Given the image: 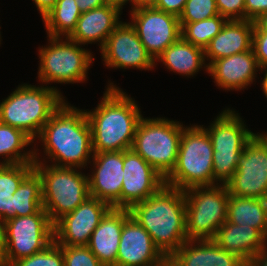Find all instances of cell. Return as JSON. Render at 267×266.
I'll return each mask as SVG.
<instances>
[{
    "label": "cell",
    "mask_w": 267,
    "mask_h": 266,
    "mask_svg": "<svg viewBox=\"0 0 267 266\" xmlns=\"http://www.w3.org/2000/svg\"><path fill=\"white\" fill-rule=\"evenodd\" d=\"M7 265L6 257V229L5 223L0 221V266Z\"/></svg>",
    "instance_id": "f35d334b"
},
{
    "label": "cell",
    "mask_w": 267,
    "mask_h": 266,
    "mask_svg": "<svg viewBox=\"0 0 267 266\" xmlns=\"http://www.w3.org/2000/svg\"><path fill=\"white\" fill-rule=\"evenodd\" d=\"M129 209L111 207L91 234L87 247L104 266H116L122 227Z\"/></svg>",
    "instance_id": "ffe728a7"
},
{
    "label": "cell",
    "mask_w": 267,
    "mask_h": 266,
    "mask_svg": "<svg viewBox=\"0 0 267 266\" xmlns=\"http://www.w3.org/2000/svg\"><path fill=\"white\" fill-rule=\"evenodd\" d=\"M9 266H64L63 250L53 241L44 250L14 261Z\"/></svg>",
    "instance_id": "1f68e13d"
},
{
    "label": "cell",
    "mask_w": 267,
    "mask_h": 266,
    "mask_svg": "<svg viewBox=\"0 0 267 266\" xmlns=\"http://www.w3.org/2000/svg\"><path fill=\"white\" fill-rule=\"evenodd\" d=\"M64 266H104L87 246H60Z\"/></svg>",
    "instance_id": "836d02e7"
},
{
    "label": "cell",
    "mask_w": 267,
    "mask_h": 266,
    "mask_svg": "<svg viewBox=\"0 0 267 266\" xmlns=\"http://www.w3.org/2000/svg\"><path fill=\"white\" fill-rule=\"evenodd\" d=\"M81 11L75 0H57L42 18L48 36L68 37L76 27Z\"/></svg>",
    "instance_id": "f546056e"
},
{
    "label": "cell",
    "mask_w": 267,
    "mask_h": 266,
    "mask_svg": "<svg viewBox=\"0 0 267 266\" xmlns=\"http://www.w3.org/2000/svg\"><path fill=\"white\" fill-rule=\"evenodd\" d=\"M165 184L180 190L214 185L213 147L203 125L183 127L176 166Z\"/></svg>",
    "instance_id": "8992f818"
},
{
    "label": "cell",
    "mask_w": 267,
    "mask_h": 266,
    "mask_svg": "<svg viewBox=\"0 0 267 266\" xmlns=\"http://www.w3.org/2000/svg\"><path fill=\"white\" fill-rule=\"evenodd\" d=\"M121 11L111 5H102L80 15L76 27L68 36L78 44L99 42L100 50L113 30L122 22Z\"/></svg>",
    "instance_id": "7402d4cb"
},
{
    "label": "cell",
    "mask_w": 267,
    "mask_h": 266,
    "mask_svg": "<svg viewBox=\"0 0 267 266\" xmlns=\"http://www.w3.org/2000/svg\"><path fill=\"white\" fill-rule=\"evenodd\" d=\"M37 150L34 149V169L42 179L43 209L54 224L90 196L88 175L77 168L43 163L39 160Z\"/></svg>",
    "instance_id": "5b68a950"
},
{
    "label": "cell",
    "mask_w": 267,
    "mask_h": 266,
    "mask_svg": "<svg viewBox=\"0 0 267 266\" xmlns=\"http://www.w3.org/2000/svg\"><path fill=\"white\" fill-rule=\"evenodd\" d=\"M238 114L227 108L205 128L213 147L214 185L226 184L232 178L244 147L253 137Z\"/></svg>",
    "instance_id": "ba28073f"
},
{
    "label": "cell",
    "mask_w": 267,
    "mask_h": 266,
    "mask_svg": "<svg viewBox=\"0 0 267 266\" xmlns=\"http://www.w3.org/2000/svg\"><path fill=\"white\" fill-rule=\"evenodd\" d=\"M129 212L166 258L187 241L184 190L164 184L146 200L132 205Z\"/></svg>",
    "instance_id": "7a4b0ae2"
},
{
    "label": "cell",
    "mask_w": 267,
    "mask_h": 266,
    "mask_svg": "<svg viewBox=\"0 0 267 266\" xmlns=\"http://www.w3.org/2000/svg\"><path fill=\"white\" fill-rule=\"evenodd\" d=\"M183 123L164 118H142L132 149L166 178L176 166Z\"/></svg>",
    "instance_id": "52a82bcc"
},
{
    "label": "cell",
    "mask_w": 267,
    "mask_h": 266,
    "mask_svg": "<svg viewBox=\"0 0 267 266\" xmlns=\"http://www.w3.org/2000/svg\"><path fill=\"white\" fill-rule=\"evenodd\" d=\"M101 55L108 68H136L148 70L155 67V60L141 43L130 22H121L109 35Z\"/></svg>",
    "instance_id": "9a60e30c"
},
{
    "label": "cell",
    "mask_w": 267,
    "mask_h": 266,
    "mask_svg": "<svg viewBox=\"0 0 267 266\" xmlns=\"http://www.w3.org/2000/svg\"><path fill=\"white\" fill-rule=\"evenodd\" d=\"M64 100L65 97L54 86L24 83L0 102V123L22 130L35 142Z\"/></svg>",
    "instance_id": "277c9868"
},
{
    "label": "cell",
    "mask_w": 267,
    "mask_h": 266,
    "mask_svg": "<svg viewBox=\"0 0 267 266\" xmlns=\"http://www.w3.org/2000/svg\"><path fill=\"white\" fill-rule=\"evenodd\" d=\"M104 5H111L117 7L120 11L122 10L123 6L126 5L129 0H102Z\"/></svg>",
    "instance_id": "f6af8a7d"
},
{
    "label": "cell",
    "mask_w": 267,
    "mask_h": 266,
    "mask_svg": "<svg viewBox=\"0 0 267 266\" xmlns=\"http://www.w3.org/2000/svg\"><path fill=\"white\" fill-rule=\"evenodd\" d=\"M85 111L64 100L44 125L37 138L52 165L85 169L90 163L91 127Z\"/></svg>",
    "instance_id": "6da1fadb"
},
{
    "label": "cell",
    "mask_w": 267,
    "mask_h": 266,
    "mask_svg": "<svg viewBox=\"0 0 267 266\" xmlns=\"http://www.w3.org/2000/svg\"><path fill=\"white\" fill-rule=\"evenodd\" d=\"M186 1L187 0H158L154 8L179 17L183 12Z\"/></svg>",
    "instance_id": "74e56055"
},
{
    "label": "cell",
    "mask_w": 267,
    "mask_h": 266,
    "mask_svg": "<svg viewBox=\"0 0 267 266\" xmlns=\"http://www.w3.org/2000/svg\"><path fill=\"white\" fill-rule=\"evenodd\" d=\"M121 208L146 200L164 184L165 178L132 148L123 151Z\"/></svg>",
    "instance_id": "2e32d148"
},
{
    "label": "cell",
    "mask_w": 267,
    "mask_h": 266,
    "mask_svg": "<svg viewBox=\"0 0 267 266\" xmlns=\"http://www.w3.org/2000/svg\"><path fill=\"white\" fill-rule=\"evenodd\" d=\"M227 19L215 15L197 22H180L181 37L191 44L205 49L210 41L221 31Z\"/></svg>",
    "instance_id": "4dcf8cb0"
},
{
    "label": "cell",
    "mask_w": 267,
    "mask_h": 266,
    "mask_svg": "<svg viewBox=\"0 0 267 266\" xmlns=\"http://www.w3.org/2000/svg\"><path fill=\"white\" fill-rule=\"evenodd\" d=\"M110 208L107 202L89 196L53 224L54 241L59 246H87L91 234Z\"/></svg>",
    "instance_id": "5bb4252c"
},
{
    "label": "cell",
    "mask_w": 267,
    "mask_h": 266,
    "mask_svg": "<svg viewBox=\"0 0 267 266\" xmlns=\"http://www.w3.org/2000/svg\"><path fill=\"white\" fill-rule=\"evenodd\" d=\"M156 61L162 62L170 71L187 77L194 76L202 67L208 71L204 49L185 41L182 37L168 46L155 59Z\"/></svg>",
    "instance_id": "d4e9b609"
},
{
    "label": "cell",
    "mask_w": 267,
    "mask_h": 266,
    "mask_svg": "<svg viewBox=\"0 0 267 266\" xmlns=\"http://www.w3.org/2000/svg\"><path fill=\"white\" fill-rule=\"evenodd\" d=\"M252 49L254 51L260 71H267V32H262L255 24L252 36Z\"/></svg>",
    "instance_id": "d590c367"
},
{
    "label": "cell",
    "mask_w": 267,
    "mask_h": 266,
    "mask_svg": "<svg viewBox=\"0 0 267 266\" xmlns=\"http://www.w3.org/2000/svg\"><path fill=\"white\" fill-rule=\"evenodd\" d=\"M254 24L262 31L267 32V12L261 14L256 20H254Z\"/></svg>",
    "instance_id": "ee69618b"
},
{
    "label": "cell",
    "mask_w": 267,
    "mask_h": 266,
    "mask_svg": "<svg viewBox=\"0 0 267 266\" xmlns=\"http://www.w3.org/2000/svg\"><path fill=\"white\" fill-rule=\"evenodd\" d=\"M152 266H169V265H152Z\"/></svg>",
    "instance_id": "c3c4849f"
},
{
    "label": "cell",
    "mask_w": 267,
    "mask_h": 266,
    "mask_svg": "<svg viewBox=\"0 0 267 266\" xmlns=\"http://www.w3.org/2000/svg\"><path fill=\"white\" fill-rule=\"evenodd\" d=\"M42 207V179L33 169L13 194V217L33 215Z\"/></svg>",
    "instance_id": "f1b7e54d"
},
{
    "label": "cell",
    "mask_w": 267,
    "mask_h": 266,
    "mask_svg": "<svg viewBox=\"0 0 267 266\" xmlns=\"http://www.w3.org/2000/svg\"><path fill=\"white\" fill-rule=\"evenodd\" d=\"M260 71L253 49L214 60L209 66V75L224 90H243L253 83Z\"/></svg>",
    "instance_id": "d6986e66"
},
{
    "label": "cell",
    "mask_w": 267,
    "mask_h": 266,
    "mask_svg": "<svg viewBox=\"0 0 267 266\" xmlns=\"http://www.w3.org/2000/svg\"><path fill=\"white\" fill-rule=\"evenodd\" d=\"M253 136L264 146L266 153H267V132L262 133H254Z\"/></svg>",
    "instance_id": "bcb514c9"
},
{
    "label": "cell",
    "mask_w": 267,
    "mask_h": 266,
    "mask_svg": "<svg viewBox=\"0 0 267 266\" xmlns=\"http://www.w3.org/2000/svg\"><path fill=\"white\" fill-rule=\"evenodd\" d=\"M220 15L215 0H187L179 22H197Z\"/></svg>",
    "instance_id": "d6a6232c"
},
{
    "label": "cell",
    "mask_w": 267,
    "mask_h": 266,
    "mask_svg": "<svg viewBox=\"0 0 267 266\" xmlns=\"http://www.w3.org/2000/svg\"><path fill=\"white\" fill-rule=\"evenodd\" d=\"M226 187L231 196L267 199V153L254 136L244 147Z\"/></svg>",
    "instance_id": "7c38bea8"
},
{
    "label": "cell",
    "mask_w": 267,
    "mask_h": 266,
    "mask_svg": "<svg viewBox=\"0 0 267 266\" xmlns=\"http://www.w3.org/2000/svg\"><path fill=\"white\" fill-rule=\"evenodd\" d=\"M169 266H247L213 239L187 240L169 258Z\"/></svg>",
    "instance_id": "44dd1931"
},
{
    "label": "cell",
    "mask_w": 267,
    "mask_h": 266,
    "mask_svg": "<svg viewBox=\"0 0 267 266\" xmlns=\"http://www.w3.org/2000/svg\"><path fill=\"white\" fill-rule=\"evenodd\" d=\"M261 83H262L261 85L263 88L264 95L267 98V71H265L264 78H263V81Z\"/></svg>",
    "instance_id": "7dc6e473"
},
{
    "label": "cell",
    "mask_w": 267,
    "mask_h": 266,
    "mask_svg": "<svg viewBox=\"0 0 267 266\" xmlns=\"http://www.w3.org/2000/svg\"><path fill=\"white\" fill-rule=\"evenodd\" d=\"M34 141L22 130L0 123V165L34 163V150L25 147ZM4 156V157H3Z\"/></svg>",
    "instance_id": "4316f807"
},
{
    "label": "cell",
    "mask_w": 267,
    "mask_h": 266,
    "mask_svg": "<svg viewBox=\"0 0 267 266\" xmlns=\"http://www.w3.org/2000/svg\"><path fill=\"white\" fill-rule=\"evenodd\" d=\"M130 15V24L154 60L181 37L179 17L173 14L150 7L130 10Z\"/></svg>",
    "instance_id": "4fadbf2b"
},
{
    "label": "cell",
    "mask_w": 267,
    "mask_h": 266,
    "mask_svg": "<svg viewBox=\"0 0 267 266\" xmlns=\"http://www.w3.org/2000/svg\"><path fill=\"white\" fill-rule=\"evenodd\" d=\"M220 16L227 20H245V0H215Z\"/></svg>",
    "instance_id": "e575fe53"
},
{
    "label": "cell",
    "mask_w": 267,
    "mask_h": 266,
    "mask_svg": "<svg viewBox=\"0 0 267 266\" xmlns=\"http://www.w3.org/2000/svg\"><path fill=\"white\" fill-rule=\"evenodd\" d=\"M187 240L214 239L227 220L229 192L226 184L194 186L184 190Z\"/></svg>",
    "instance_id": "9c48e42d"
},
{
    "label": "cell",
    "mask_w": 267,
    "mask_h": 266,
    "mask_svg": "<svg viewBox=\"0 0 267 266\" xmlns=\"http://www.w3.org/2000/svg\"><path fill=\"white\" fill-rule=\"evenodd\" d=\"M47 37L49 45L38 51V80L42 84L85 82L89 66L94 61L92 53L68 37L64 40L63 37Z\"/></svg>",
    "instance_id": "30bf717a"
},
{
    "label": "cell",
    "mask_w": 267,
    "mask_h": 266,
    "mask_svg": "<svg viewBox=\"0 0 267 266\" xmlns=\"http://www.w3.org/2000/svg\"><path fill=\"white\" fill-rule=\"evenodd\" d=\"M34 169V163L0 165V221L13 217V194Z\"/></svg>",
    "instance_id": "83f0119b"
},
{
    "label": "cell",
    "mask_w": 267,
    "mask_h": 266,
    "mask_svg": "<svg viewBox=\"0 0 267 266\" xmlns=\"http://www.w3.org/2000/svg\"><path fill=\"white\" fill-rule=\"evenodd\" d=\"M220 248L240 257L246 264L266 245L267 238L256 228L225 221L213 239Z\"/></svg>",
    "instance_id": "cb8c5ba5"
},
{
    "label": "cell",
    "mask_w": 267,
    "mask_h": 266,
    "mask_svg": "<svg viewBox=\"0 0 267 266\" xmlns=\"http://www.w3.org/2000/svg\"><path fill=\"white\" fill-rule=\"evenodd\" d=\"M247 266H267V245L248 262Z\"/></svg>",
    "instance_id": "b9f144b4"
},
{
    "label": "cell",
    "mask_w": 267,
    "mask_h": 266,
    "mask_svg": "<svg viewBox=\"0 0 267 266\" xmlns=\"http://www.w3.org/2000/svg\"><path fill=\"white\" fill-rule=\"evenodd\" d=\"M42 18L54 7L57 0H32Z\"/></svg>",
    "instance_id": "ab89813d"
},
{
    "label": "cell",
    "mask_w": 267,
    "mask_h": 266,
    "mask_svg": "<svg viewBox=\"0 0 267 266\" xmlns=\"http://www.w3.org/2000/svg\"><path fill=\"white\" fill-rule=\"evenodd\" d=\"M169 265L150 234L130 215L122 227L116 266Z\"/></svg>",
    "instance_id": "ac0fdd59"
},
{
    "label": "cell",
    "mask_w": 267,
    "mask_h": 266,
    "mask_svg": "<svg viewBox=\"0 0 267 266\" xmlns=\"http://www.w3.org/2000/svg\"><path fill=\"white\" fill-rule=\"evenodd\" d=\"M267 12V0H245V20H256Z\"/></svg>",
    "instance_id": "8d00e7d4"
},
{
    "label": "cell",
    "mask_w": 267,
    "mask_h": 266,
    "mask_svg": "<svg viewBox=\"0 0 267 266\" xmlns=\"http://www.w3.org/2000/svg\"><path fill=\"white\" fill-rule=\"evenodd\" d=\"M254 21L227 20L221 31L204 49L209 66L214 60L229 57L252 49Z\"/></svg>",
    "instance_id": "603a6c76"
},
{
    "label": "cell",
    "mask_w": 267,
    "mask_h": 266,
    "mask_svg": "<svg viewBox=\"0 0 267 266\" xmlns=\"http://www.w3.org/2000/svg\"><path fill=\"white\" fill-rule=\"evenodd\" d=\"M4 223L7 266L44 250L54 241L53 223L43 207L33 215L15 216Z\"/></svg>",
    "instance_id": "8fae6325"
},
{
    "label": "cell",
    "mask_w": 267,
    "mask_h": 266,
    "mask_svg": "<svg viewBox=\"0 0 267 266\" xmlns=\"http://www.w3.org/2000/svg\"><path fill=\"white\" fill-rule=\"evenodd\" d=\"M93 172L88 174L89 195L121 208L123 151L93 153Z\"/></svg>",
    "instance_id": "e0dca14e"
},
{
    "label": "cell",
    "mask_w": 267,
    "mask_h": 266,
    "mask_svg": "<svg viewBox=\"0 0 267 266\" xmlns=\"http://www.w3.org/2000/svg\"><path fill=\"white\" fill-rule=\"evenodd\" d=\"M132 5L131 10H136L139 8H150L155 7L158 0H129Z\"/></svg>",
    "instance_id": "7bdbcfd3"
},
{
    "label": "cell",
    "mask_w": 267,
    "mask_h": 266,
    "mask_svg": "<svg viewBox=\"0 0 267 266\" xmlns=\"http://www.w3.org/2000/svg\"><path fill=\"white\" fill-rule=\"evenodd\" d=\"M139 105L121 88L108 83L102 100L85 111L91 127L93 153L132 148L142 114Z\"/></svg>",
    "instance_id": "3957f363"
},
{
    "label": "cell",
    "mask_w": 267,
    "mask_h": 266,
    "mask_svg": "<svg viewBox=\"0 0 267 266\" xmlns=\"http://www.w3.org/2000/svg\"><path fill=\"white\" fill-rule=\"evenodd\" d=\"M81 13L104 5L102 0H75Z\"/></svg>",
    "instance_id": "60d3db41"
},
{
    "label": "cell",
    "mask_w": 267,
    "mask_h": 266,
    "mask_svg": "<svg viewBox=\"0 0 267 266\" xmlns=\"http://www.w3.org/2000/svg\"><path fill=\"white\" fill-rule=\"evenodd\" d=\"M226 221L254 227L267 238V199L229 195Z\"/></svg>",
    "instance_id": "484cf974"
}]
</instances>
